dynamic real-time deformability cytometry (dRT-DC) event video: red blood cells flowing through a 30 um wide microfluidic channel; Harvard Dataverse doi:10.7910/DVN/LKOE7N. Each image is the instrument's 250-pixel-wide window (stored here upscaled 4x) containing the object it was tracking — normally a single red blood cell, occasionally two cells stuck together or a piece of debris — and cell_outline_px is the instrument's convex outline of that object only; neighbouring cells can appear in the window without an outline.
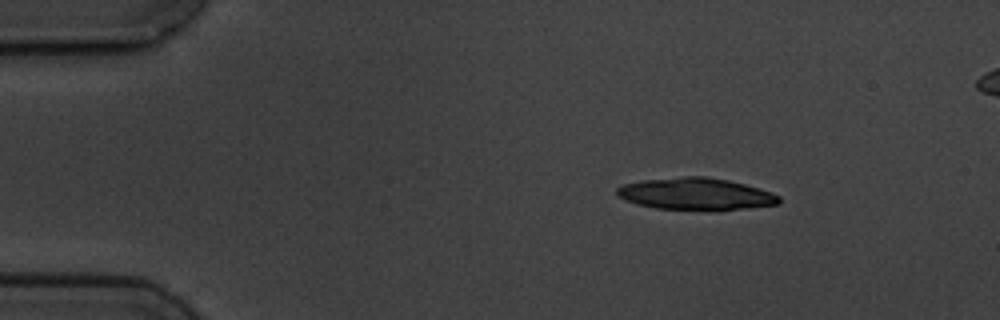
{"species": "common noctule bat (a hibernating species)", "species_latin": "Nyctalus noctula", "temperature_condition": "cold", "stored_images_in_passage": 4, "camera_frame_rate_fps": 3000, "um_per_image_px": 0.085, "animal": {"sex": "male", "body_mass_g": 19.5, "forearm_length_mm": 54.6}, "frame": {"image": 1, "passage_image": 1, "time_ms": 0.0, "image_size_px": [1000, 320], "cell_outline_px": [[780, 204], [748, 208], [656, 208], [636, 204], [620, 196], [616, 192], [616, 188], [624, 184], [640, 180], [684, 176], [704, 176], [728, 180], [744, 184], [772, 192], [780, 196]], "centroid_in_image_um": [59.14, 16.45], "position_along_channel_um": 25.9, "area_um2": 29.42}}